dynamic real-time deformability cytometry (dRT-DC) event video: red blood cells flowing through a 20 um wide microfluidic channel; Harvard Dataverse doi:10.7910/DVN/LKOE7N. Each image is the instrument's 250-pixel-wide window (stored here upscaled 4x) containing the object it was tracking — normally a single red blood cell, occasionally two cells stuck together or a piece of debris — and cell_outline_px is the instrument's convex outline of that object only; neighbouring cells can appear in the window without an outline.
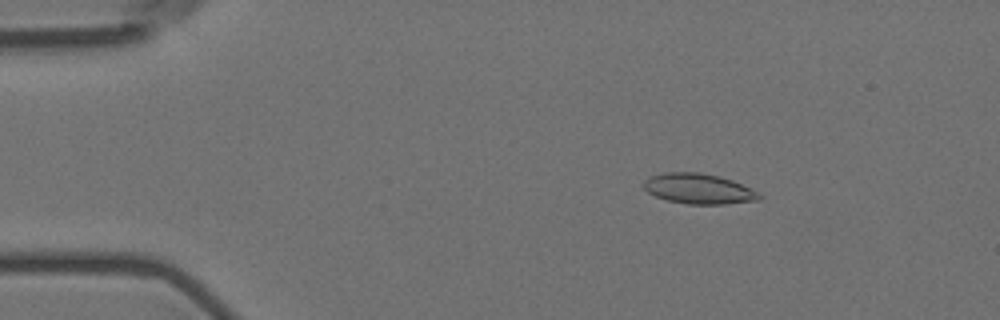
{"species": "Egyptian fruit bat (a non-hibernating species)", "species_latin": "Rousettus aegyptiacus", "temperature_condition": "room temperature", "stored_images_in_passage": 56, "camera_frame_rate_fps": 3000, "um_per_image_px": 0.085, "animal": {"sex": "female"}, "frame": {"image": 1, "passage_image": 8, "time_ms": 2.333, "image_size_px": [1000, 320], "cell_outline_px": [[764, 196], [760, 200], [724, 204], [688, 204], [668, 200], [656, 196], [648, 192], [640, 184], [648, 176], [664, 172], [700, 172], [720, 176], [732, 180], [760, 192]], "centroid_in_image_um": [59.39, 16.03], "position_along_channel_um": 25.6, "area_um2": 20.69}}
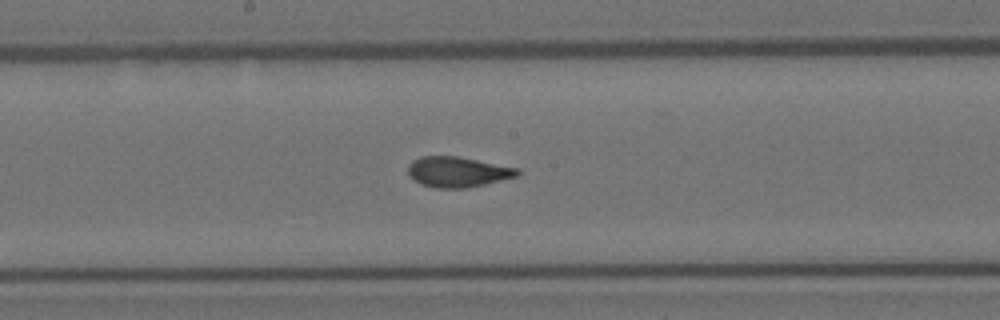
{"frame": {"image": 2, "passage_image": 29, "time_ms": 9.333, "image_size_px": [1000, 320], "cell_outline_px": [[520, 176], [468, 188], [436, 188], [420, 184], [408, 172], [408, 164], [412, 160], [420, 156], [460, 156], [516, 168], [520, 172]], "centroid_in_image_um": [38.91, 14.61], "position_along_channel_um": 209.3, "area_um2": 19.42}}
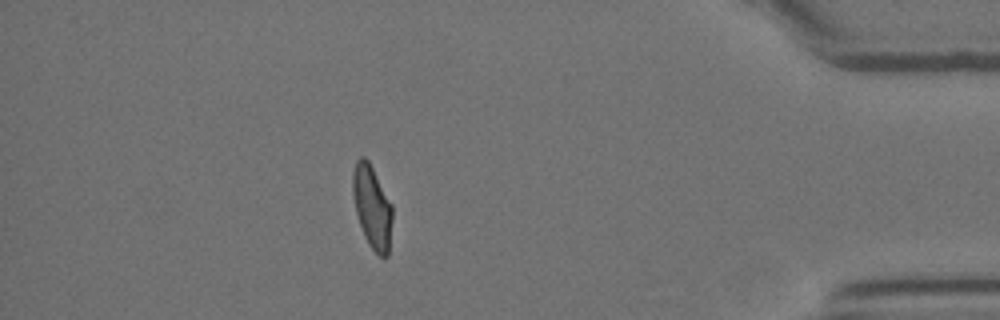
{"frame": {"image": 3, "passage_image": 49, "time_ms": 16.0, "image_size_px": [1000, 320], "cell_outline_px": [[392, 220], [388, 256], [384, 260], [368, 244], [364, 236], [356, 212], [352, 192], [352, 172], [356, 160], [360, 156], [364, 156], [368, 160], [392, 204]], "centroid_in_image_um": [31.62, 17.59], "position_along_channel_um": 403.6, "area_um2": 19.19}, "authors_computed_cell_mechanics": {"area_um2": 19.6231, "velocity_mm_per_s": 3.5832, "shape_relaxation_time_tau1_ms": null, "shape_relaxation_time_tau2_ms": 1.3178, "deformation_change_tau1": null, "deformation_change_tau2": 0.0652}}